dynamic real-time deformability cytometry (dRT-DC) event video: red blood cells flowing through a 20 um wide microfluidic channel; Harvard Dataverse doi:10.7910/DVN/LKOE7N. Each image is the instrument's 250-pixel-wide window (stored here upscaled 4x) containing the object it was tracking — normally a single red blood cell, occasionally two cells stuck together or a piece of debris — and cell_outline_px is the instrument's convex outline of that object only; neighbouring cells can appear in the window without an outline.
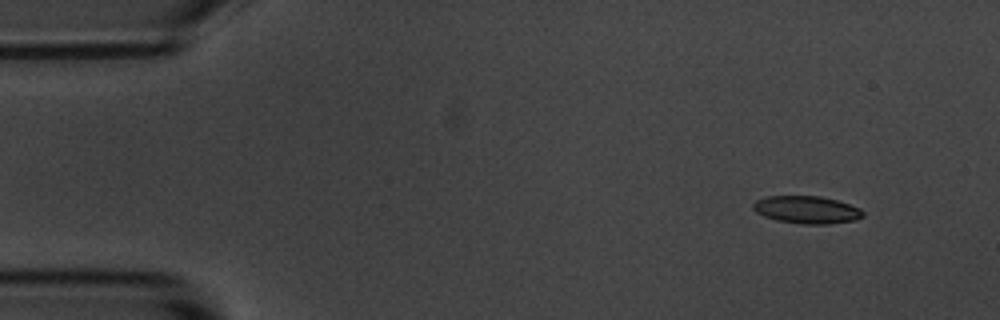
{"species": "common noctule bat (a hibernating species)", "species_latin": "Nyctalus noctula", "temperature_condition": "room temperature", "stored_images_in_passage": 5, "segment_of_instrument_passage": [1, 2], "camera_frame_rate_fps": 3000, "um_per_image_px": 0.085, "animal": {"sex": "male", "body_mass_g": 20.1, "forearm_length_mm": 53.5}, "frame": {"image": 1, "passage_image": 1, "time_ms": 0.0, "image_size_px": [1000, 320], "cell_outline_px": [[864, 216], [856, 220], [828, 224], [800, 224], [776, 220], [764, 216], [756, 212], [752, 208], [752, 204], [756, 200], [764, 196], [820, 196], [836, 200], [860, 208], [864, 212]], "centroid_in_image_um": [68.56, 17.83], "position_along_channel_um": 16.4, "area_um2": 17.74}}